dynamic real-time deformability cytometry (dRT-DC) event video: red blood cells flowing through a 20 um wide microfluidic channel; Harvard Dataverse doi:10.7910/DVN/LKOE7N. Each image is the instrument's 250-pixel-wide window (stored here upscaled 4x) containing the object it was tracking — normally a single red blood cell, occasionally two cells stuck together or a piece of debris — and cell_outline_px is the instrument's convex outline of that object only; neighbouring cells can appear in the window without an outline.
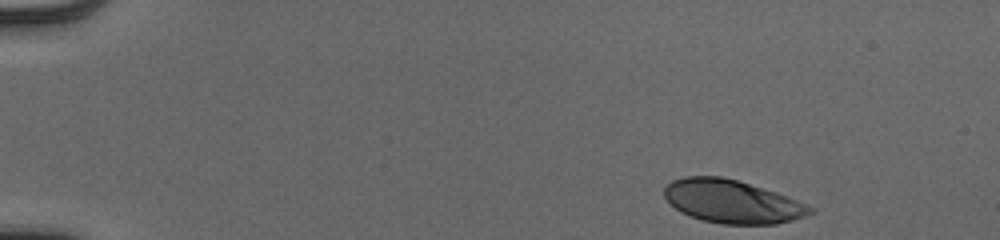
{"species": "human", "species_latin": "Homo sapiens", "temperature_condition": "cold", "stored_images_in_passage": 47, "camera_frame_rate_fps": 3000, "um_per_image_px": 0.085, "donor": {"sex": "male"}, "frame": {"image": 1, "passage_image": 1, "time_ms": 0.0, "image_size_px": [1000, 240], "cell_outline_px": [[816, 212], [792, 220], [776, 224], [720, 224], [704, 220], [680, 212], [664, 196], [664, 188], [672, 180], [684, 176], [720, 176], [736, 180], [776, 192], [796, 200], [812, 208]], "centroid_in_image_um": [62.21, 17.13], "position_along_channel_um": 22.8, "area_um2": 36.3}}
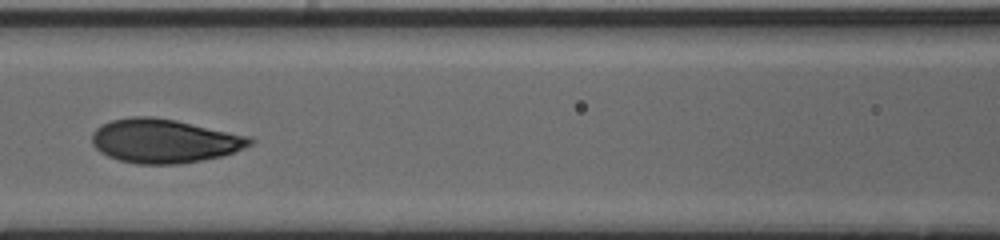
{"frame": {"image": 2, "passage_image": 20, "time_ms": 6.333, "image_size_px": [1000, 240], "cell_outline_px": [[252, 144], [244, 148], [220, 156], [204, 160], [180, 164], [136, 164], [120, 160], [108, 156], [100, 152], [92, 144], [92, 132], [96, 128], [112, 120], [132, 116], [152, 116], [176, 120], [252, 136]], "centroid_in_image_um": [13.97, 11.97], "position_along_channel_um": 152.6, "area_um2": 40.52}}
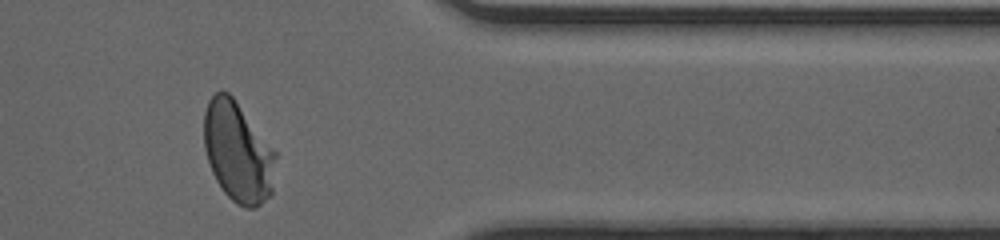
{"frame": {"image": 3, "passage_image": 39, "time_ms": 12.667, "image_size_px": [1000, 240], "cell_outline_px": [[276, 156], [272, 192], [256, 208], [244, 208], [236, 204], [224, 192], [216, 180], [212, 172], [204, 148], [204, 112], [208, 100], [220, 88], [228, 92], [232, 96], [276, 152]], "centroid_in_image_um": [20.2, 12.92], "position_along_channel_um": 391.2, "area_um2": 41.79}, "authors_computed_cell_mechanics": {"area_um2": 40.1132, "velocity_mm_per_s": 3.9661, "shape_relaxation_time_tau1_ms": 2.7112, "shape_relaxation_time_tau2_ms": null, "deformation_change_tau1": 0.1616, "deformation_change_tau2": null}}